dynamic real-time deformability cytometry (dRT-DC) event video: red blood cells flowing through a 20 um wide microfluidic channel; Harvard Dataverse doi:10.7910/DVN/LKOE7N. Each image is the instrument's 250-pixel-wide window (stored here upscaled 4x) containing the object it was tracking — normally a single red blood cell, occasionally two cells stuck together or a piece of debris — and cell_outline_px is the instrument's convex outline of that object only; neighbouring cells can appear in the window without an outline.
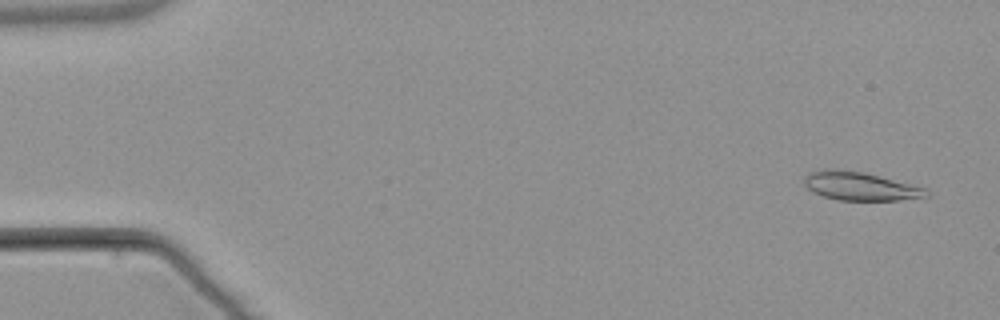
{"species": "common noctule bat (a hibernating species)", "species_latin": "Nyctalus noctula", "temperature_condition": "warm", "stored_images_in_passage": 5, "camera_frame_rate_fps": 3000, "um_per_image_px": 0.085, "animal": {"sex": "male", "body_mass_g": 21.5, "forearm_length_mm": 52.0}, "frame": {"image": 1, "passage_image": 1, "time_ms": 0.0, "image_size_px": [1000, 320], "cell_outline_px": [[928, 196], [896, 200], [840, 200], [824, 196], [812, 192], [804, 184], [804, 176], [812, 172], [824, 168], [828, 168], [860, 172], [924, 188], [928, 192]], "centroid_in_image_um": [73.03, 15.83], "position_along_channel_um": 12.0, "area_um2": 19.59}}
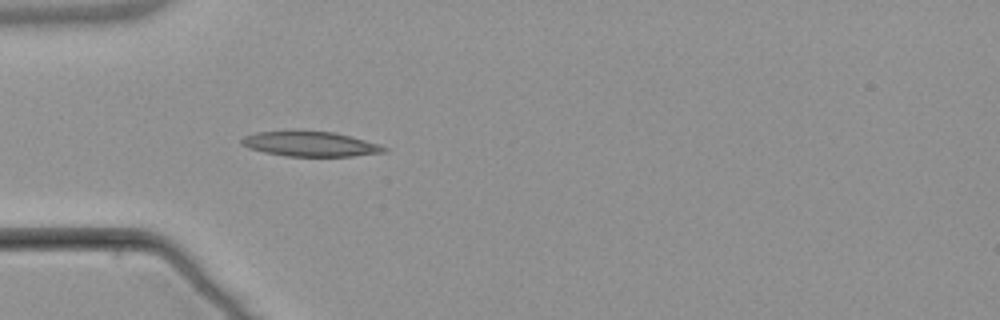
{"frame": {"image": 2, "passage_image": 5, "time_ms": 4.667, "image_size_px": [1000, 320], "cell_outline_px": [[388, 152], [352, 156], [284, 156], [264, 152], [248, 148], [240, 144], [240, 140], [244, 136], [256, 132], [336, 132], [380, 144], [388, 148]], "centroid_in_image_um": [26.4, 12.26], "position_along_channel_um": 58.6, "area_um2": 20.52}}